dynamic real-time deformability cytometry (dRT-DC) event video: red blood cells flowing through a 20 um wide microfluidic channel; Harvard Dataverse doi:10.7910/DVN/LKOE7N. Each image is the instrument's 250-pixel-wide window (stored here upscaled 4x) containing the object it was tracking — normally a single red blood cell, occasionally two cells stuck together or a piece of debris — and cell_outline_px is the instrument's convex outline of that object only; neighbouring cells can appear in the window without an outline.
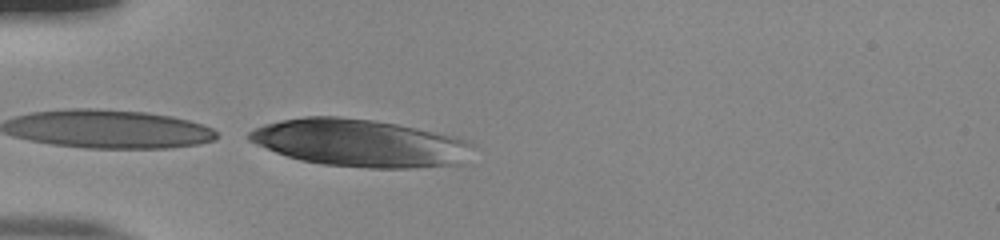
{"species": "human", "species_latin": "Homo sapiens", "temperature_condition": "room temperature", "stored_images_in_passage": 34, "camera_frame_rate_fps": 3000, "um_per_image_px": 0.085, "donor": {"sex": "male"}, "frame": {"image": 1, "passage_image": 1, "time_ms": 0.0, "image_size_px": [1000, 240], "cell_outline_px": [[472, 144], [460, 164], [408, 168], [368, 168], [324, 164], [300, 160], [276, 152], [256, 144], [248, 140], [248, 132], [264, 124], [280, 120], [304, 116], [340, 116], [372, 120], [396, 124], [456, 136], [468, 140]], "centroid_in_image_um": [30.55, 12.14], "position_along_channel_um": 54.5, "area_um2": 61.38}}
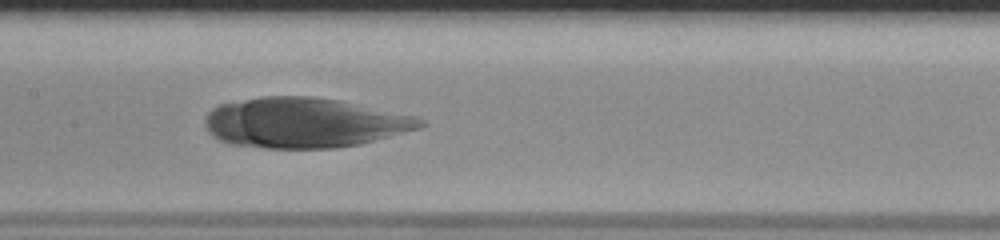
{"frame": {"image": 2, "passage_image": 12, "time_ms": 3.667, "image_size_px": [1000, 240], "cell_outline_px": [[428, 124], [420, 128], [360, 144], [332, 148], [264, 148], [232, 144], [220, 140], [212, 136], [208, 132], [204, 124], [204, 120], [208, 112], [212, 108], [220, 104], [260, 96], [312, 96], [340, 100], [420, 116]], "centroid_in_image_um": [25.88, 10.42], "position_along_channel_um": 181.5, "area_um2": 63.29}}
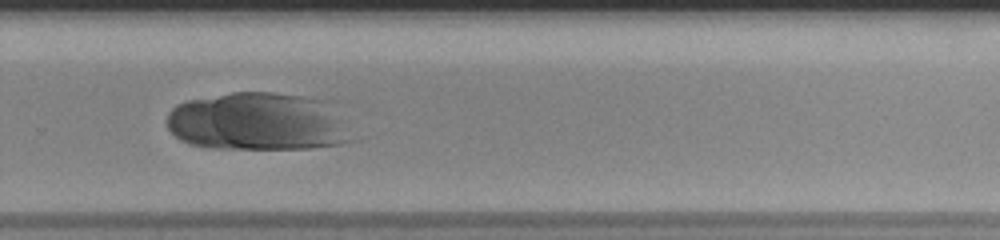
{"frame": {"image": 3, "passage_image": 22, "time_ms": 7.0, "image_size_px": [1000, 240], "cell_outline_px": [[356, 140], [340, 144], [312, 148], [208, 148], [192, 144], [180, 140], [168, 128], [168, 112], [176, 104], [184, 100], [232, 92], [272, 92], [340, 100]], "centroid_in_image_um": [22.14, 10.31], "position_along_channel_um": 307.7, "area_um2": 64.91}}